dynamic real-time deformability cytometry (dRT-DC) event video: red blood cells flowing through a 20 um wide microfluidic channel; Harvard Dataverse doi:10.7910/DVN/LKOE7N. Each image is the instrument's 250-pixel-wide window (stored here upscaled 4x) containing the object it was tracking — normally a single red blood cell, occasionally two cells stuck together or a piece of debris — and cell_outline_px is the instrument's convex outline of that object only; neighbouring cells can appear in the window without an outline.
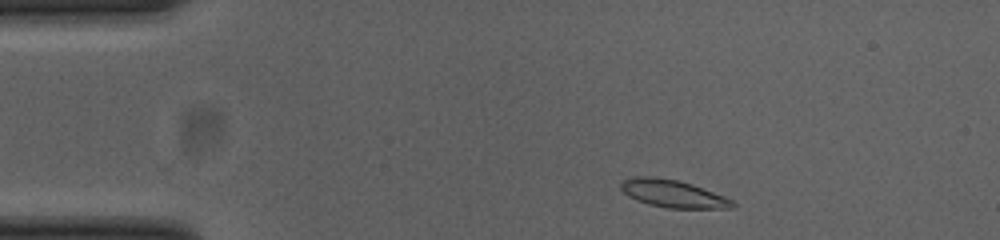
{"species": "common noctule bat (a hibernating species)", "species_latin": "Nyctalus noctula", "temperature_condition": "cold", "stored_images_in_passage": 46, "camera_frame_rate_fps": 3000, "um_per_image_px": 0.085, "animal": {"sex": "female", "body_mass_g": 23.0, "forearm_length_mm": 53.4}, "frame": {"image": 1, "passage_image": 2, "time_ms": 0.333, "image_size_px": [1000, 240], "cell_outline_px": [[736, 208], [668, 208], [648, 204], [636, 200], [628, 196], [620, 188], [620, 184], [624, 180], [632, 176], [652, 176], [676, 180], [692, 184], [724, 196], [732, 200], [736, 204]], "centroid_in_image_um": [57.19, 16.46], "position_along_channel_um": 27.8, "area_um2": 17.92}}
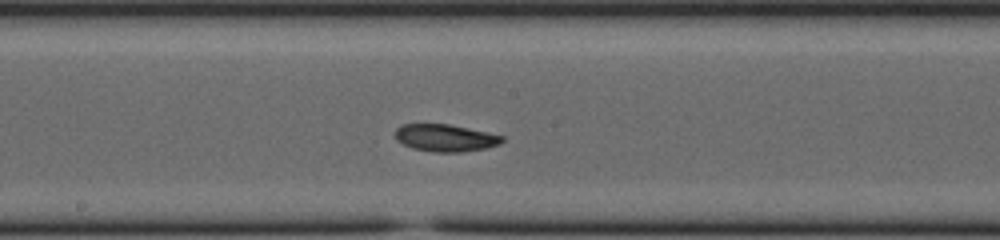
{"frame": {"image": 2, "passage_image": 21, "time_ms": 6.667, "image_size_px": [1000, 240], "cell_outline_px": [[504, 140], [500, 144], [484, 148], [460, 152], [432, 152], [412, 148], [396, 140], [396, 128], [400, 124], [448, 124], [488, 132], [504, 136]], "centroid_in_image_um": [37.85, 11.72], "position_along_channel_um": 210.4, "area_um2": 16.94}}
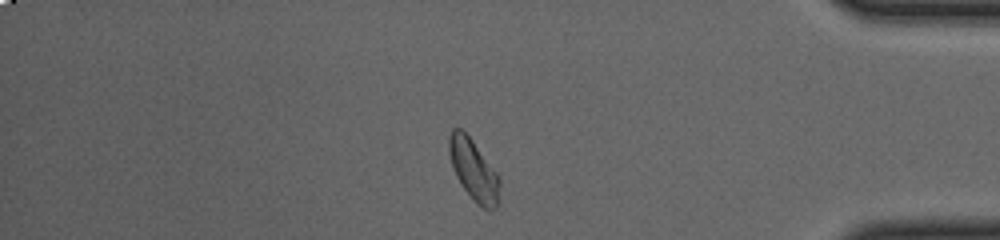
{"frame": {"image": 3, "passage_image": 38, "time_ms": 12.333, "image_size_px": [1000, 240], "cell_outline_px": [[500, 184], [496, 208], [488, 212], [476, 204], [464, 188], [456, 176], [452, 168], [448, 152], [448, 136], [452, 128], [460, 128], [472, 140], [500, 176]], "centroid_in_image_um": [40.25, 14.46], "position_along_channel_um": 394.9, "area_um2": 18.15}, "authors_computed_cell_mechanics": {"area_um2": 17.4845, "velocity_mm_per_s": 3.8248, "shape_relaxation_time_tau1_ms": 4.4818, "shape_relaxation_time_tau2_ms": null, "deformation_change_tau1": 0.1241, "deformation_change_tau2": null}}